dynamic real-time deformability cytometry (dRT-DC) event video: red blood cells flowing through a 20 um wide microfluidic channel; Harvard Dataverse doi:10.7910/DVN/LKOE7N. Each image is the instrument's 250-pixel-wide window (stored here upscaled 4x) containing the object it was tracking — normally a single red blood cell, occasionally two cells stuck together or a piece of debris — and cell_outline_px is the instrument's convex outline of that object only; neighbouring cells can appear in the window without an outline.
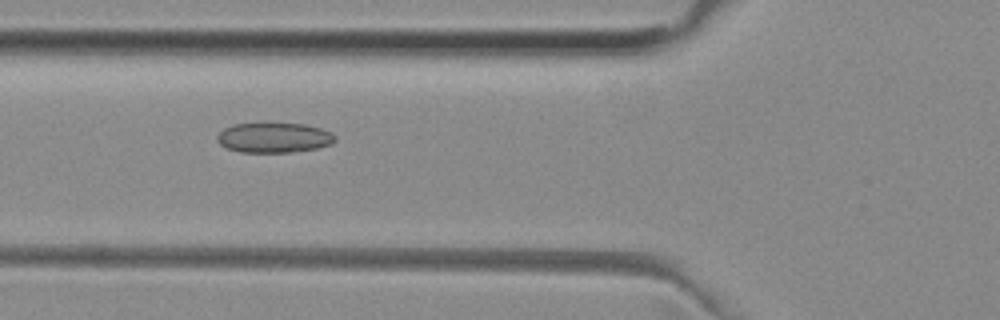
{"species": "common noctule bat (a hibernating species)", "species_latin": "Nyctalus noctula", "temperature_condition": "room temperature", "stored_images_in_passage": 37, "camera_frame_rate_fps": 3000, "um_per_image_px": 0.085, "animal": {"sex": "female", "body_mass_g": 29.2, "forearm_length_mm": 56.3}, "frame": {"image": 1, "passage_image": 5, "time_ms": 1.333, "image_size_px": [1000, 320], "cell_outline_px": [[336, 140], [332, 144], [316, 148], [288, 152], [240, 152], [228, 148], [220, 144], [216, 140], [216, 136], [224, 128], [232, 124], [268, 120], [304, 124], [320, 128], [332, 132], [336, 136]], "centroid_in_image_um": [23.27, 11.64], "position_along_channel_um": 102.5, "area_um2": 21.5}}
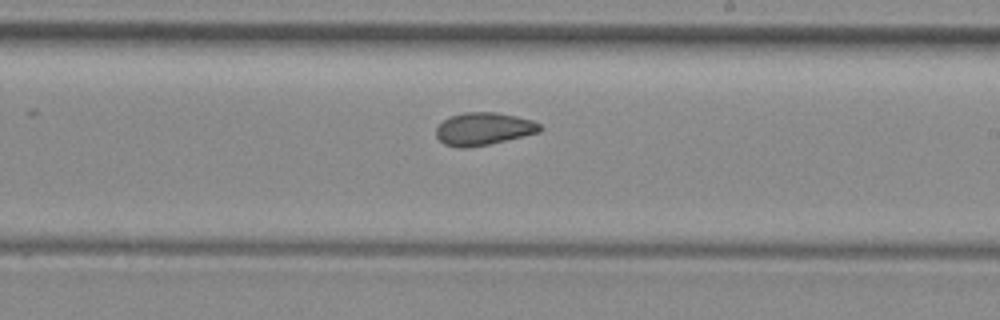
{"frame": {"image": 2, "passage_image": 16, "time_ms": 5.0, "image_size_px": [1000, 320], "cell_outline_px": [[540, 132], [488, 144], [468, 148], [456, 148], [444, 144], [436, 136], [436, 128], [444, 120], [452, 116], [464, 112], [496, 112], [516, 116], [532, 120], [540, 124]], "centroid_in_image_um": [41.08, 10.96], "position_along_channel_um": 247.9, "area_um2": 19.59}}
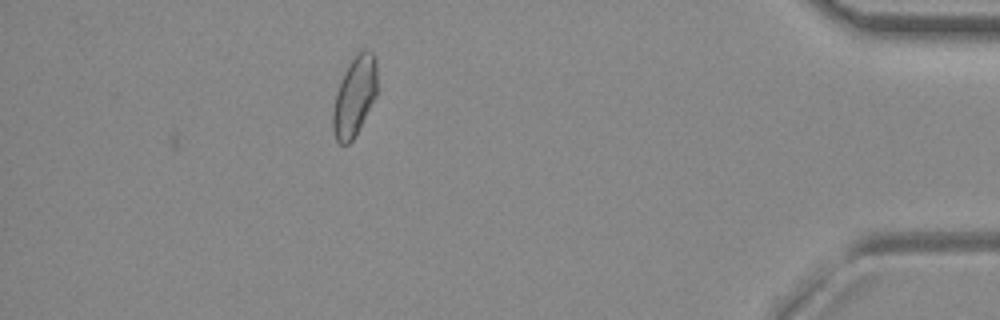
{"frame": {"image": 3, "passage_image": 32, "time_ms": 10.333, "image_size_px": [1000, 320], "cell_outline_px": [[376, 96], [352, 140], [348, 144], [340, 144], [336, 140], [332, 128], [332, 112], [336, 92], [340, 80], [348, 64], [356, 52], [364, 48], [368, 48], [372, 52], [376, 60]], "centroid_in_image_um": [30.11, 8.14], "position_along_channel_um": 405.1, "area_um2": 20.58}, "authors_computed_cell_mechanics": {"area_um2": 19.7676, "velocity_mm_per_s": 3.9642, "shape_relaxation_time_tau1_ms": null, "shape_relaxation_time_tau2_ms": 2.2607, "deformation_change_tau1": null, "deformation_change_tau2": 0.0695}}